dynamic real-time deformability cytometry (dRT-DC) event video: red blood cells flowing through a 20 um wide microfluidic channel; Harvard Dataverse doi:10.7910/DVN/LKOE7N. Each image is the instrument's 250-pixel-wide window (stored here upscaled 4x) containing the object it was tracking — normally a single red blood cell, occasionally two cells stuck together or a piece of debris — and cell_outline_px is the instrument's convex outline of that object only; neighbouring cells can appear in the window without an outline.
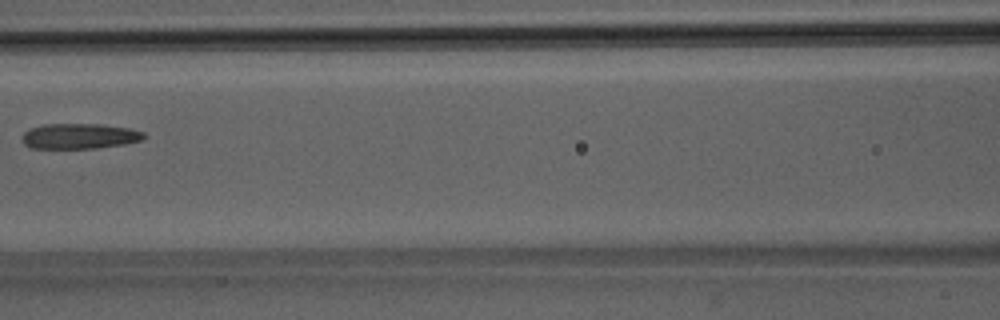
{"species": "Egyptian fruit bat (a non-hibernating species)", "species_latin": "Rousettus aegyptiacus", "temperature_condition": "room temperature", "stored_images_in_passage": 5, "camera_frame_rate_fps": 3000, "um_per_image_px": 0.085, "animal": {"sex": "male"}, "frame": {"image": 1, "passage_image": 4, "time_ms": 3.333, "image_size_px": [1000, 320], "cell_outline_px": [[148, 136], [140, 140], [124, 144], [96, 148], [32, 148], [24, 144], [20, 140], [24, 132], [28, 128], [40, 124], [104, 124], [128, 128], [144, 132]], "centroid_in_image_um": [6.72, 11.56], "position_along_channel_um": 159.9, "area_um2": 18.21}}